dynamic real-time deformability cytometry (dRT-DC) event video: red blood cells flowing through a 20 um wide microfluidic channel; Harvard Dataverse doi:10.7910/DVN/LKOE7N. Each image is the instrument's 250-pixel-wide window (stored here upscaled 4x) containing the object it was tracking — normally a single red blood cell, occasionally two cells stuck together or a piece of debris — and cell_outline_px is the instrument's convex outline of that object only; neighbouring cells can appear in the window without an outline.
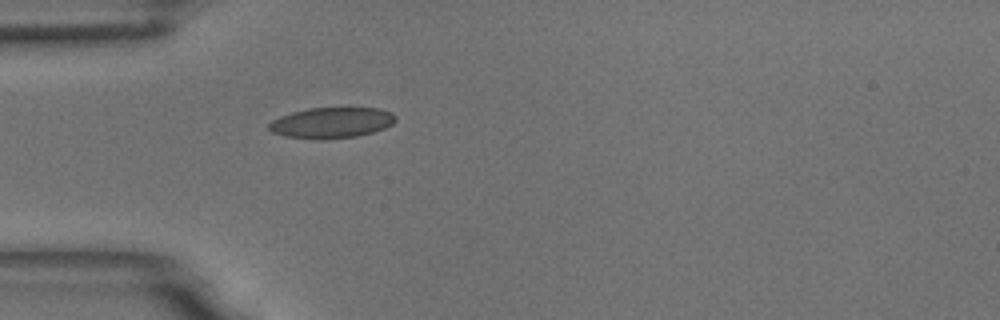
{"species": "common noctule bat (a hibernating species)", "species_latin": "Nyctalus noctula", "temperature_condition": "room temperature", "stored_images_in_passage": 1, "camera_frame_rate_fps": 3000, "um_per_image_px": 0.085, "animal": {"sex": "male", "body_mass_g": 18.8}, "frame": {"image": 1, "passage_image": 1, "time_ms": 0.0, "image_size_px": [1000, 320], "cell_outline_px": [[396, 120], [392, 124], [384, 128], [372, 132], [356, 136], [320, 140], [284, 136], [272, 132], [268, 128], [268, 124], [272, 120], [280, 116], [292, 112], [308, 108], [380, 108], [392, 112], [396, 116]], "centroid_in_image_um": [28.17, 10.43], "position_along_channel_um": 56.8, "area_um2": 22.77}}